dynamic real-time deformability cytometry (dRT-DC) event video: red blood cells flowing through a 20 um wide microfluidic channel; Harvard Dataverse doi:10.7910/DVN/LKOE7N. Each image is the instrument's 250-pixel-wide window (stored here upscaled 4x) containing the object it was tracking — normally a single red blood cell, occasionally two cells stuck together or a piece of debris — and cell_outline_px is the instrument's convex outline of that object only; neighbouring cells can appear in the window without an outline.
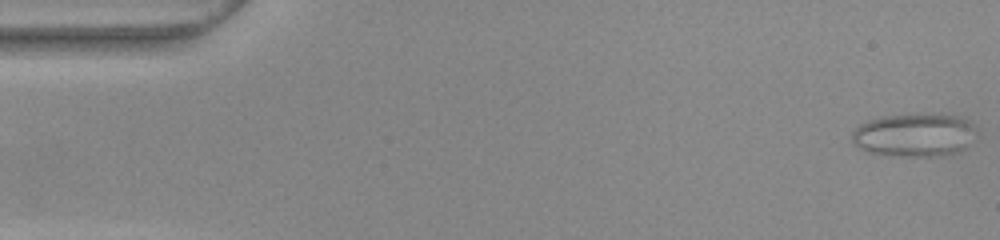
{"species": "common noctule bat (a hibernating species)", "species_latin": "Nyctalus noctula", "temperature_condition": "warm", "stored_images_in_passage": 52, "camera_frame_rate_fps": 3000, "um_per_image_px": 0.085, "animal": {"sex": "female", "body_mass_g": 22.0, "forearm_length_mm": 56.7}, "frame": {"image": 1, "passage_image": 1, "time_ms": 0.0, "image_size_px": [1000, 240], "cell_outline_px": [[976, 132], [964, 148], [956, 152], [936, 156], [900, 156], [868, 152], [852, 144], [852, 132], [860, 124], [868, 120], [880, 116], [908, 112], [928, 112], [956, 116], [968, 120], [976, 128]], "centroid_in_image_um": [77.68, 11.42], "position_along_channel_um": 7.3, "area_um2": 31.96}}
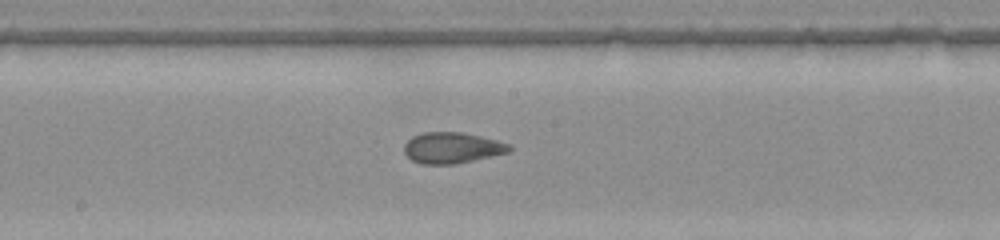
{"frame": {"image": 2, "passage_image": 27, "time_ms": 8.667, "image_size_px": [1000, 240], "cell_outline_px": [[512, 148], [508, 152], [492, 156], [456, 164], [420, 164], [412, 160], [404, 152], [404, 144], [412, 136], [424, 132], [460, 132], [480, 136], [496, 140], [508, 144]], "centroid_in_image_um": [38.39, 12.57], "position_along_channel_um": 209.8, "area_um2": 18.9}}
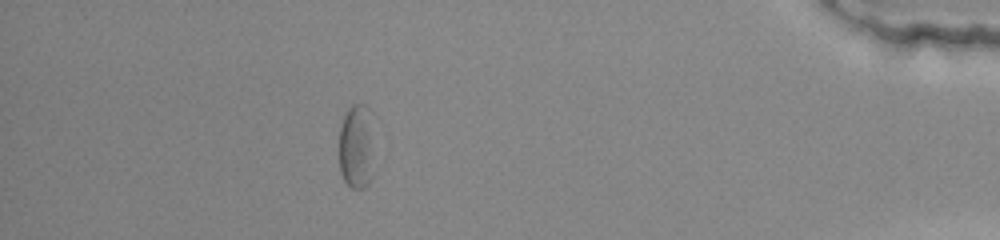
{"frame": {"image": 3, "passage_image": 46, "time_ms": 15.0, "image_size_px": [1000, 240], "cell_outline_px": [[376, 172], [372, 180], [364, 188], [352, 188], [344, 180], [340, 172], [340, 128], [344, 116], [348, 108], [352, 104], [364, 104], [372, 112]], "centroid_in_image_um": [30.39, 12.48], "position_along_channel_um": 404.8, "area_um2": 18.55}, "authors_computed_cell_mechanics": {"area_um2": 19.2474, "velocity_mm_per_s": 3.8902, "shape_relaxation_time_tau1_ms": null, "shape_relaxation_time_tau2_ms": 1.8048, "deformation_change_tau1": null, "deformation_change_tau2": 0.0818}}